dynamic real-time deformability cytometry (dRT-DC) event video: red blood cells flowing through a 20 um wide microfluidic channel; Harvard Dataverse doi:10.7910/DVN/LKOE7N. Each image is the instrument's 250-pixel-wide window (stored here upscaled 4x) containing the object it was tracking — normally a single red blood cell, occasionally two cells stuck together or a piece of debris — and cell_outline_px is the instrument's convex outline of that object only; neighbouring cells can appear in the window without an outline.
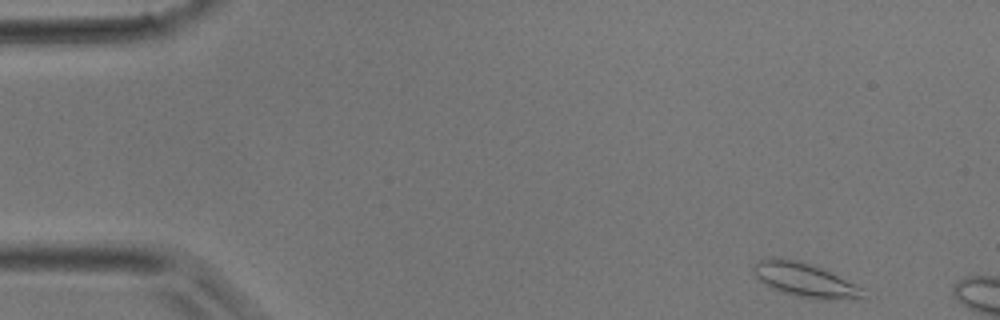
{"species": "common noctule bat (a hibernating species)", "species_latin": "Nyctalus noctula", "temperature_condition": "room temperature", "stored_images_in_passage": 7, "camera_frame_rate_fps": 3000, "um_per_image_px": 0.085, "animal": {"sex": "male", "body_mass_g": 17.9}, "frame": {"image": 1, "passage_image": 1, "time_ms": 0.0, "image_size_px": [1000, 320], "cell_outline_px": [[868, 300], [820, 300], [800, 296], [784, 292], [772, 288], [764, 284], [756, 276], [752, 268], [760, 260], [772, 256], [796, 260], [812, 264], [856, 284], [864, 288]], "centroid_in_image_um": [68.52, 23.82], "position_along_channel_um": 16.5, "area_um2": 22.02}}